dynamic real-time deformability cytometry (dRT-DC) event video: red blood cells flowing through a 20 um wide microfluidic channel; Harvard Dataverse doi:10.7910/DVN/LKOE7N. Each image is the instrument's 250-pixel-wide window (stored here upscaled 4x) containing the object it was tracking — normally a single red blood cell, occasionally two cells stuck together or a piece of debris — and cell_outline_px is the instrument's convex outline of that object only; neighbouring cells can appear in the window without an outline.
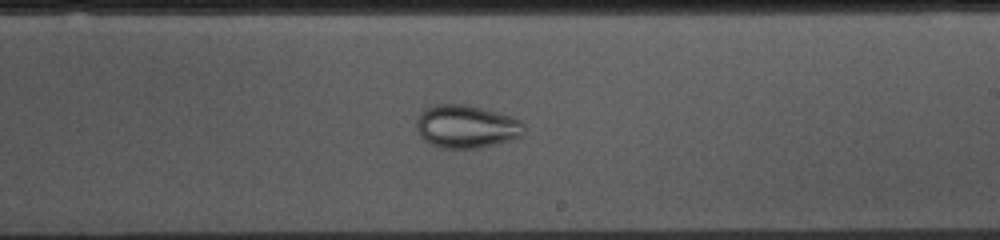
{"species": "common noctule bat (a hibernating species)", "species_latin": "Nyctalus noctula", "temperature_condition": "cold", "stored_images_in_passage": 53, "camera_frame_rate_fps": 3000, "um_per_image_px": 0.085, "animal": {"sex": "female", "body_mass_g": 10.0, "forearm_length_mm": 53.1}, "frame": {"image": 1, "passage_image": 30, "time_ms": 9.667, "image_size_px": [1000, 240], "cell_outline_px": [[524, 132], [520, 136], [508, 140], [476, 148], [440, 148], [428, 144], [420, 136], [416, 128], [416, 124], [420, 112], [424, 108], [436, 104], [464, 104], [480, 108], [508, 116], [520, 120], [524, 124]], "centroid_in_image_um": [39.57, 10.76], "position_along_channel_um": 249.4, "area_um2": 26.7}}
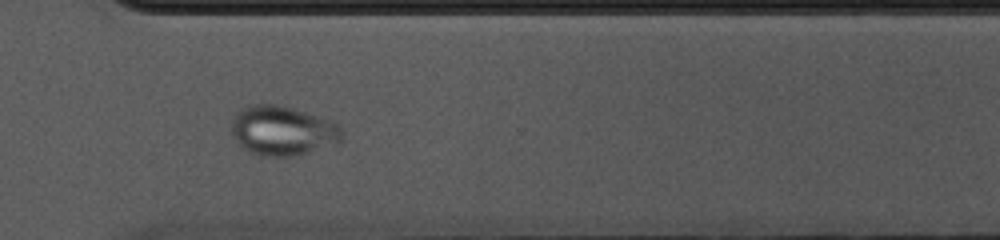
{"frame": {"image": 2, "passage_image": 38, "time_ms": 12.333, "image_size_px": [1000, 240], "cell_outline_px": [[344, 136], [340, 144], [292, 156], [260, 156], [248, 152], [232, 136], [232, 120], [248, 104], [276, 104], [292, 108], [332, 120], [340, 128]], "centroid_in_image_um": [24.06, 11.12], "position_along_channel_um": 346.5, "area_um2": 31.96}}
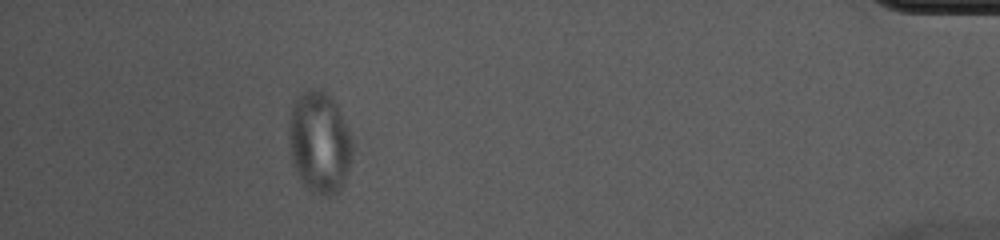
{"frame": {"image": 3, "passage_image": 48, "time_ms": 15.667, "image_size_px": [1000, 240], "cell_outline_px": [[352, 160], [344, 184], [336, 192], [328, 196], [312, 192], [304, 188], [292, 164], [288, 144], [288, 120], [292, 104], [296, 96], [300, 92], [308, 88], [320, 88], [336, 104], [352, 136]], "centroid_in_image_um": [27.12, 12.1], "position_along_channel_um": 408.1, "area_um2": 38.49}}